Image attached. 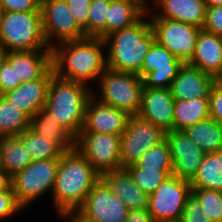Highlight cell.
I'll return each mask as SVG.
<instances>
[{"instance_id": "obj_1", "label": "cell", "mask_w": 222, "mask_h": 222, "mask_svg": "<svg viewBox=\"0 0 222 222\" xmlns=\"http://www.w3.org/2000/svg\"><path fill=\"white\" fill-rule=\"evenodd\" d=\"M103 47H106L104 39L93 37L53 45L51 49L54 74L87 86L89 80L99 79L107 69V57Z\"/></svg>"}, {"instance_id": "obj_2", "label": "cell", "mask_w": 222, "mask_h": 222, "mask_svg": "<svg viewBox=\"0 0 222 222\" xmlns=\"http://www.w3.org/2000/svg\"><path fill=\"white\" fill-rule=\"evenodd\" d=\"M99 180L100 175L76 148L65 152L60 157L52 189L58 214L78 210Z\"/></svg>"}, {"instance_id": "obj_3", "label": "cell", "mask_w": 222, "mask_h": 222, "mask_svg": "<svg viewBox=\"0 0 222 222\" xmlns=\"http://www.w3.org/2000/svg\"><path fill=\"white\" fill-rule=\"evenodd\" d=\"M104 41L110 46L106 54L107 68L139 75L155 35L150 20L142 17L133 26L112 32Z\"/></svg>"}, {"instance_id": "obj_4", "label": "cell", "mask_w": 222, "mask_h": 222, "mask_svg": "<svg viewBox=\"0 0 222 222\" xmlns=\"http://www.w3.org/2000/svg\"><path fill=\"white\" fill-rule=\"evenodd\" d=\"M91 97L88 86L54 74L44 108L76 138L83 130L86 106Z\"/></svg>"}, {"instance_id": "obj_5", "label": "cell", "mask_w": 222, "mask_h": 222, "mask_svg": "<svg viewBox=\"0 0 222 222\" xmlns=\"http://www.w3.org/2000/svg\"><path fill=\"white\" fill-rule=\"evenodd\" d=\"M0 47L5 51L51 49L44 37L41 11L3 12Z\"/></svg>"}, {"instance_id": "obj_6", "label": "cell", "mask_w": 222, "mask_h": 222, "mask_svg": "<svg viewBox=\"0 0 222 222\" xmlns=\"http://www.w3.org/2000/svg\"><path fill=\"white\" fill-rule=\"evenodd\" d=\"M101 98L97 101L131 115H138L141 107L143 79L135 73L107 68L99 77Z\"/></svg>"}, {"instance_id": "obj_7", "label": "cell", "mask_w": 222, "mask_h": 222, "mask_svg": "<svg viewBox=\"0 0 222 222\" xmlns=\"http://www.w3.org/2000/svg\"><path fill=\"white\" fill-rule=\"evenodd\" d=\"M59 163L60 158L31 162L11 177L16 200L22 208L53 189Z\"/></svg>"}, {"instance_id": "obj_8", "label": "cell", "mask_w": 222, "mask_h": 222, "mask_svg": "<svg viewBox=\"0 0 222 222\" xmlns=\"http://www.w3.org/2000/svg\"><path fill=\"white\" fill-rule=\"evenodd\" d=\"M191 194L190 182L170 175L149 195L148 211L154 222H180L186 200Z\"/></svg>"}, {"instance_id": "obj_9", "label": "cell", "mask_w": 222, "mask_h": 222, "mask_svg": "<svg viewBox=\"0 0 222 222\" xmlns=\"http://www.w3.org/2000/svg\"><path fill=\"white\" fill-rule=\"evenodd\" d=\"M75 148L102 174L123 168L120 157V136L107 133L80 132Z\"/></svg>"}, {"instance_id": "obj_10", "label": "cell", "mask_w": 222, "mask_h": 222, "mask_svg": "<svg viewBox=\"0 0 222 222\" xmlns=\"http://www.w3.org/2000/svg\"><path fill=\"white\" fill-rule=\"evenodd\" d=\"M149 19L155 41L184 64L188 63L193 57L196 40L202 28L168 18Z\"/></svg>"}, {"instance_id": "obj_11", "label": "cell", "mask_w": 222, "mask_h": 222, "mask_svg": "<svg viewBox=\"0 0 222 222\" xmlns=\"http://www.w3.org/2000/svg\"><path fill=\"white\" fill-rule=\"evenodd\" d=\"M165 139V132L143 119L131 115L126 130L120 136L121 166L135 163L147 150Z\"/></svg>"}, {"instance_id": "obj_12", "label": "cell", "mask_w": 222, "mask_h": 222, "mask_svg": "<svg viewBox=\"0 0 222 222\" xmlns=\"http://www.w3.org/2000/svg\"><path fill=\"white\" fill-rule=\"evenodd\" d=\"M40 10L44 37L50 48L54 45L50 42L52 37L58 43L87 38L65 0H41Z\"/></svg>"}, {"instance_id": "obj_13", "label": "cell", "mask_w": 222, "mask_h": 222, "mask_svg": "<svg viewBox=\"0 0 222 222\" xmlns=\"http://www.w3.org/2000/svg\"><path fill=\"white\" fill-rule=\"evenodd\" d=\"M183 64L167 48L155 41L145 56L139 76L143 79V85L146 88H171Z\"/></svg>"}, {"instance_id": "obj_14", "label": "cell", "mask_w": 222, "mask_h": 222, "mask_svg": "<svg viewBox=\"0 0 222 222\" xmlns=\"http://www.w3.org/2000/svg\"><path fill=\"white\" fill-rule=\"evenodd\" d=\"M95 222H125L129 209L100 179L78 209Z\"/></svg>"}, {"instance_id": "obj_15", "label": "cell", "mask_w": 222, "mask_h": 222, "mask_svg": "<svg viewBox=\"0 0 222 222\" xmlns=\"http://www.w3.org/2000/svg\"><path fill=\"white\" fill-rule=\"evenodd\" d=\"M165 140L173 162V175L181 180L191 182L202 163L205 153L184 131L172 130L165 132Z\"/></svg>"}, {"instance_id": "obj_16", "label": "cell", "mask_w": 222, "mask_h": 222, "mask_svg": "<svg viewBox=\"0 0 222 222\" xmlns=\"http://www.w3.org/2000/svg\"><path fill=\"white\" fill-rule=\"evenodd\" d=\"M95 93L86 106L85 123L81 132L107 133L121 136L126 130L130 115L113 106L95 100Z\"/></svg>"}, {"instance_id": "obj_17", "label": "cell", "mask_w": 222, "mask_h": 222, "mask_svg": "<svg viewBox=\"0 0 222 222\" xmlns=\"http://www.w3.org/2000/svg\"><path fill=\"white\" fill-rule=\"evenodd\" d=\"M175 99L170 88L154 89L143 86L138 115L164 132L173 130Z\"/></svg>"}, {"instance_id": "obj_18", "label": "cell", "mask_w": 222, "mask_h": 222, "mask_svg": "<svg viewBox=\"0 0 222 222\" xmlns=\"http://www.w3.org/2000/svg\"><path fill=\"white\" fill-rule=\"evenodd\" d=\"M51 68L42 78L21 83L15 89L2 94L15 107L23 111L30 119L45 107L52 76Z\"/></svg>"}, {"instance_id": "obj_19", "label": "cell", "mask_w": 222, "mask_h": 222, "mask_svg": "<svg viewBox=\"0 0 222 222\" xmlns=\"http://www.w3.org/2000/svg\"><path fill=\"white\" fill-rule=\"evenodd\" d=\"M4 58L14 68L16 81L21 83L40 79L52 68V49L8 51Z\"/></svg>"}, {"instance_id": "obj_20", "label": "cell", "mask_w": 222, "mask_h": 222, "mask_svg": "<svg viewBox=\"0 0 222 222\" xmlns=\"http://www.w3.org/2000/svg\"><path fill=\"white\" fill-rule=\"evenodd\" d=\"M216 80L212 75L186 63L179 69L170 89L175 100L208 98Z\"/></svg>"}, {"instance_id": "obj_21", "label": "cell", "mask_w": 222, "mask_h": 222, "mask_svg": "<svg viewBox=\"0 0 222 222\" xmlns=\"http://www.w3.org/2000/svg\"><path fill=\"white\" fill-rule=\"evenodd\" d=\"M187 64L218 79L222 75V37L201 29Z\"/></svg>"}, {"instance_id": "obj_22", "label": "cell", "mask_w": 222, "mask_h": 222, "mask_svg": "<svg viewBox=\"0 0 222 222\" xmlns=\"http://www.w3.org/2000/svg\"><path fill=\"white\" fill-rule=\"evenodd\" d=\"M100 179L129 210L148 209L149 195L134 183L125 167L106 172Z\"/></svg>"}, {"instance_id": "obj_23", "label": "cell", "mask_w": 222, "mask_h": 222, "mask_svg": "<svg viewBox=\"0 0 222 222\" xmlns=\"http://www.w3.org/2000/svg\"><path fill=\"white\" fill-rule=\"evenodd\" d=\"M146 3L145 0H111L105 20V37L133 26L142 17L147 18L148 12L153 10Z\"/></svg>"}, {"instance_id": "obj_24", "label": "cell", "mask_w": 222, "mask_h": 222, "mask_svg": "<svg viewBox=\"0 0 222 222\" xmlns=\"http://www.w3.org/2000/svg\"><path fill=\"white\" fill-rule=\"evenodd\" d=\"M154 6L162 13L149 15L150 18H168L182 21L199 28L205 23L207 6L204 0H154Z\"/></svg>"}, {"instance_id": "obj_25", "label": "cell", "mask_w": 222, "mask_h": 222, "mask_svg": "<svg viewBox=\"0 0 222 222\" xmlns=\"http://www.w3.org/2000/svg\"><path fill=\"white\" fill-rule=\"evenodd\" d=\"M30 128L44 139L56 143L64 152L75 148V137L45 108L40 109L30 119Z\"/></svg>"}, {"instance_id": "obj_26", "label": "cell", "mask_w": 222, "mask_h": 222, "mask_svg": "<svg viewBox=\"0 0 222 222\" xmlns=\"http://www.w3.org/2000/svg\"><path fill=\"white\" fill-rule=\"evenodd\" d=\"M204 153L222 150V124L207 118L183 130Z\"/></svg>"}, {"instance_id": "obj_27", "label": "cell", "mask_w": 222, "mask_h": 222, "mask_svg": "<svg viewBox=\"0 0 222 222\" xmlns=\"http://www.w3.org/2000/svg\"><path fill=\"white\" fill-rule=\"evenodd\" d=\"M0 155L2 168L11 177L32 162L27 146L19 136L0 137Z\"/></svg>"}, {"instance_id": "obj_28", "label": "cell", "mask_w": 222, "mask_h": 222, "mask_svg": "<svg viewBox=\"0 0 222 222\" xmlns=\"http://www.w3.org/2000/svg\"><path fill=\"white\" fill-rule=\"evenodd\" d=\"M209 118V99L175 100L173 130L183 131Z\"/></svg>"}, {"instance_id": "obj_29", "label": "cell", "mask_w": 222, "mask_h": 222, "mask_svg": "<svg viewBox=\"0 0 222 222\" xmlns=\"http://www.w3.org/2000/svg\"><path fill=\"white\" fill-rule=\"evenodd\" d=\"M190 184L191 188L222 191V150L205 153Z\"/></svg>"}, {"instance_id": "obj_30", "label": "cell", "mask_w": 222, "mask_h": 222, "mask_svg": "<svg viewBox=\"0 0 222 222\" xmlns=\"http://www.w3.org/2000/svg\"><path fill=\"white\" fill-rule=\"evenodd\" d=\"M30 127V118L0 95V137L20 136Z\"/></svg>"}, {"instance_id": "obj_31", "label": "cell", "mask_w": 222, "mask_h": 222, "mask_svg": "<svg viewBox=\"0 0 222 222\" xmlns=\"http://www.w3.org/2000/svg\"><path fill=\"white\" fill-rule=\"evenodd\" d=\"M27 146L32 162L60 158L65 152L54 142L44 139L30 127L19 136Z\"/></svg>"}, {"instance_id": "obj_32", "label": "cell", "mask_w": 222, "mask_h": 222, "mask_svg": "<svg viewBox=\"0 0 222 222\" xmlns=\"http://www.w3.org/2000/svg\"><path fill=\"white\" fill-rule=\"evenodd\" d=\"M130 173L134 183L148 195L155 192L157 187L164 182L173 170H151L139 168L135 163L125 167Z\"/></svg>"}, {"instance_id": "obj_33", "label": "cell", "mask_w": 222, "mask_h": 222, "mask_svg": "<svg viewBox=\"0 0 222 222\" xmlns=\"http://www.w3.org/2000/svg\"><path fill=\"white\" fill-rule=\"evenodd\" d=\"M135 164L143 169L173 170V162L166 140L164 139L159 144L147 150Z\"/></svg>"}, {"instance_id": "obj_34", "label": "cell", "mask_w": 222, "mask_h": 222, "mask_svg": "<svg viewBox=\"0 0 222 222\" xmlns=\"http://www.w3.org/2000/svg\"><path fill=\"white\" fill-rule=\"evenodd\" d=\"M192 194L201 203L203 212L213 222H222V191L192 188Z\"/></svg>"}, {"instance_id": "obj_35", "label": "cell", "mask_w": 222, "mask_h": 222, "mask_svg": "<svg viewBox=\"0 0 222 222\" xmlns=\"http://www.w3.org/2000/svg\"><path fill=\"white\" fill-rule=\"evenodd\" d=\"M111 0H92L89 8L88 37L105 38V20Z\"/></svg>"}, {"instance_id": "obj_36", "label": "cell", "mask_w": 222, "mask_h": 222, "mask_svg": "<svg viewBox=\"0 0 222 222\" xmlns=\"http://www.w3.org/2000/svg\"><path fill=\"white\" fill-rule=\"evenodd\" d=\"M78 26L88 37L89 8L92 0H65Z\"/></svg>"}, {"instance_id": "obj_37", "label": "cell", "mask_w": 222, "mask_h": 222, "mask_svg": "<svg viewBox=\"0 0 222 222\" xmlns=\"http://www.w3.org/2000/svg\"><path fill=\"white\" fill-rule=\"evenodd\" d=\"M180 222H213L203 212L201 203L191 194L183 208Z\"/></svg>"}, {"instance_id": "obj_38", "label": "cell", "mask_w": 222, "mask_h": 222, "mask_svg": "<svg viewBox=\"0 0 222 222\" xmlns=\"http://www.w3.org/2000/svg\"><path fill=\"white\" fill-rule=\"evenodd\" d=\"M209 117L222 124V81L216 80L209 93Z\"/></svg>"}, {"instance_id": "obj_39", "label": "cell", "mask_w": 222, "mask_h": 222, "mask_svg": "<svg viewBox=\"0 0 222 222\" xmlns=\"http://www.w3.org/2000/svg\"><path fill=\"white\" fill-rule=\"evenodd\" d=\"M22 210L16 200L13 187L0 190V218H8Z\"/></svg>"}, {"instance_id": "obj_40", "label": "cell", "mask_w": 222, "mask_h": 222, "mask_svg": "<svg viewBox=\"0 0 222 222\" xmlns=\"http://www.w3.org/2000/svg\"><path fill=\"white\" fill-rule=\"evenodd\" d=\"M202 29L222 37V6L207 7Z\"/></svg>"}, {"instance_id": "obj_41", "label": "cell", "mask_w": 222, "mask_h": 222, "mask_svg": "<svg viewBox=\"0 0 222 222\" xmlns=\"http://www.w3.org/2000/svg\"><path fill=\"white\" fill-rule=\"evenodd\" d=\"M20 84V81H16L14 68L4 58L0 63V95L9 90L15 89Z\"/></svg>"}, {"instance_id": "obj_42", "label": "cell", "mask_w": 222, "mask_h": 222, "mask_svg": "<svg viewBox=\"0 0 222 222\" xmlns=\"http://www.w3.org/2000/svg\"><path fill=\"white\" fill-rule=\"evenodd\" d=\"M0 4L6 12L41 11V0H0Z\"/></svg>"}, {"instance_id": "obj_43", "label": "cell", "mask_w": 222, "mask_h": 222, "mask_svg": "<svg viewBox=\"0 0 222 222\" xmlns=\"http://www.w3.org/2000/svg\"><path fill=\"white\" fill-rule=\"evenodd\" d=\"M125 222H154V220L148 209H132L129 210Z\"/></svg>"}, {"instance_id": "obj_44", "label": "cell", "mask_w": 222, "mask_h": 222, "mask_svg": "<svg viewBox=\"0 0 222 222\" xmlns=\"http://www.w3.org/2000/svg\"><path fill=\"white\" fill-rule=\"evenodd\" d=\"M60 217H66L70 219V222H95L94 220H91L87 218L85 215H83L79 210H70L62 215Z\"/></svg>"}, {"instance_id": "obj_45", "label": "cell", "mask_w": 222, "mask_h": 222, "mask_svg": "<svg viewBox=\"0 0 222 222\" xmlns=\"http://www.w3.org/2000/svg\"><path fill=\"white\" fill-rule=\"evenodd\" d=\"M11 186V176L5 170H0V190L9 189Z\"/></svg>"}, {"instance_id": "obj_46", "label": "cell", "mask_w": 222, "mask_h": 222, "mask_svg": "<svg viewBox=\"0 0 222 222\" xmlns=\"http://www.w3.org/2000/svg\"><path fill=\"white\" fill-rule=\"evenodd\" d=\"M207 7L222 6V0H204Z\"/></svg>"}, {"instance_id": "obj_47", "label": "cell", "mask_w": 222, "mask_h": 222, "mask_svg": "<svg viewBox=\"0 0 222 222\" xmlns=\"http://www.w3.org/2000/svg\"><path fill=\"white\" fill-rule=\"evenodd\" d=\"M5 51L0 47V63L4 59Z\"/></svg>"}, {"instance_id": "obj_48", "label": "cell", "mask_w": 222, "mask_h": 222, "mask_svg": "<svg viewBox=\"0 0 222 222\" xmlns=\"http://www.w3.org/2000/svg\"><path fill=\"white\" fill-rule=\"evenodd\" d=\"M3 8H2V5L0 4V20H1V18H2V15H3Z\"/></svg>"}, {"instance_id": "obj_49", "label": "cell", "mask_w": 222, "mask_h": 222, "mask_svg": "<svg viewBox=\"0 0 222 222\" xmlns=\"http://www.w3.org/2000/svg\"><path fill=\"white\" fill-rule=\"evenodd\" d=\"M0 170H4V169L2 168L1 155H0Z\"/></svg>"}, {"instance_id": "obj_50", "label": "cell", "mask_w": 222, "mask_h": 222, "mask_svg": "<svg viewBox=\"0 0 222 222\" xmlns=\"http://www.w3.org/2000/svg\"><path fill=\"white\" fill-rule=\"evenodd\" d=\"M217 80L222 81V75Z\"/></svg>"}]
</instances>
